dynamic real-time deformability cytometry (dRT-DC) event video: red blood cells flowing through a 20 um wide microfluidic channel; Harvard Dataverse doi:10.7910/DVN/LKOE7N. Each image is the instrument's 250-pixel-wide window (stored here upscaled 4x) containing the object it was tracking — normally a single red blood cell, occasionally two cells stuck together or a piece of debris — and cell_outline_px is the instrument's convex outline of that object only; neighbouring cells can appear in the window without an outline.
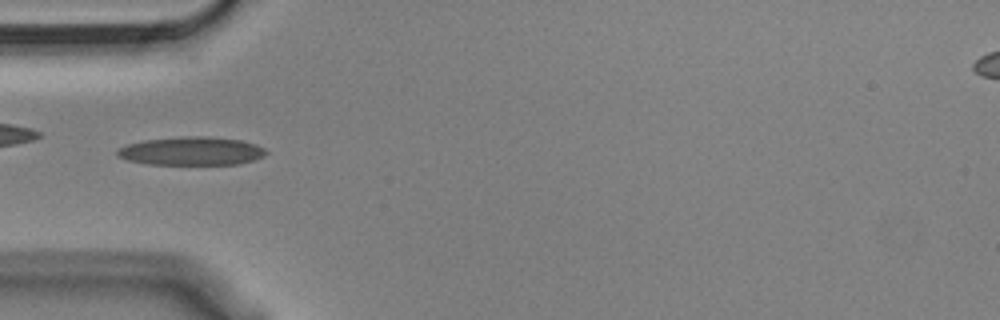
{"species": "Egyptian fruit bat (a non-hibernating species)", "species_latin": "Rousettus aegyptiacus", "temperature_condition": "cold", "stored_images_in_passage": 52, "camera_frame_rate_fps": 3000, "um_per_image_px": 0.085, "animal": {"sex": "male"}, "frame": {"image": 1, "passage_image": 16, "time_ms": 5.0, "image_size_px": [1000, 320], "cell_outline_px": [[268, 152], [264, 156], [240, 164], [148, 164], [128, 160], [116, 156], [116, 148], [128, 144], [144, 140], [184, 136], [204, 136], [240, 140], [256, 144], [264, 148]], "centroid_in_image_um": [16.25, 12.84], "position_along_channel_um": 68.7, "area_um2": 24.62}, "authors_computed_cell_mechanics": {"area_um2": 23.3512, "velocity_mm_per_s": 3.6314, "shape_relaxation_time_tau1_ms": 7.0647, "shape_relaxation_time_tau2_ms": 3.3918, "deformation_change_tau1": 0.2316, "deformation_change_tau2": 0.135}}